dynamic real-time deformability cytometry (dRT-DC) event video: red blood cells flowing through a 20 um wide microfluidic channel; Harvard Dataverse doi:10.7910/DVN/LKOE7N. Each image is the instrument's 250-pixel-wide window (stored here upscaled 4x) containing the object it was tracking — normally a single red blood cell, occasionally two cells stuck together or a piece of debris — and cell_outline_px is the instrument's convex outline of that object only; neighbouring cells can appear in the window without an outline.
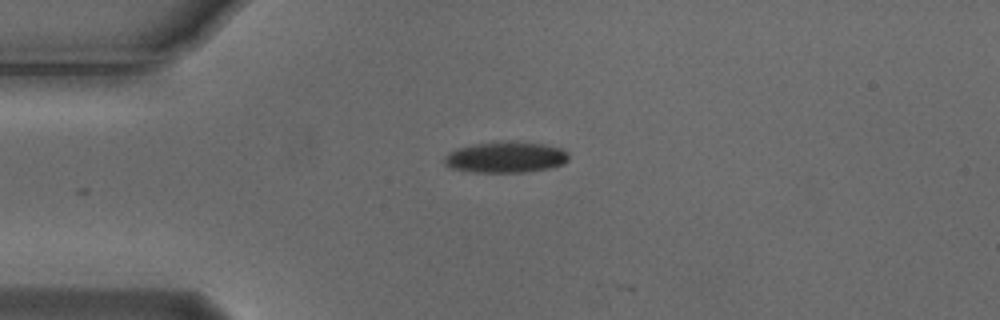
{"species": "Egyptian fruit bat (a non-hibernating species)", "species_latin": "Rousettus aegyptiacus", "temperature_condition": "cold", "stored_images_in_passage": 3, "camera_frame_rate_fps": 3000, "um_per_image_px": 0.085, "animal": {"sex": "male"}, "frame": {"image": 1, "passage_image": 1, "time_ms": 0.0, "image_size_px": [1000, 320], "cell_outline_px": [[568, 160], [564, 164], [548, 168], [524, 172], [476, 172], [448, 168], [444, 164], [444, 156], [448, 152], [456, 148], [472, 144], [548, 144], [564, 148], [568, 152]], "centroid_in_image_um": [42.97, 13.4], "position_along_channel_um": 42.0, "area_um2": 21.91}}